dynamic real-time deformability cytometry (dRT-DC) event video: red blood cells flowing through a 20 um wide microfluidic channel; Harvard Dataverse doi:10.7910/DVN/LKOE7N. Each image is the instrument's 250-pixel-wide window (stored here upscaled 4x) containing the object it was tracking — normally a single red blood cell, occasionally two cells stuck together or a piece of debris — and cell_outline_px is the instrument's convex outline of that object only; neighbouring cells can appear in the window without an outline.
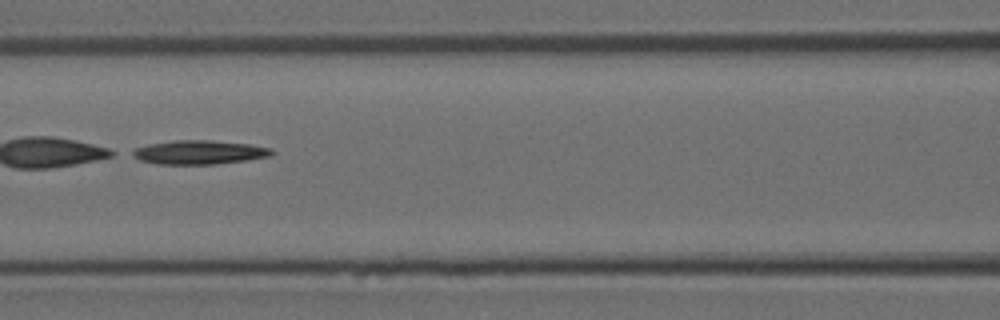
{"species": "Egyptian fruit bat (a non-hibernating species)", "species_latin": "Rousettus aegyptiacus", "temperature_condition": "room temperature", "stored_images_in_passage": 43, "camera_frame_rate_fps": 3000, "um_per_image_px": 0.085, "animal": {"sex": "female"}, "frame": {"image": 1, "passage_image": 19, "time_ms": 6.0, "image_size_px": [1000, 320], "cell_outline_px": [[276, 152], [268, 156], [248, 160], [216, 164], [156, 164], [140, 160], [132, 156], [128, 152], [136, 148], [148, 144], [176, 140], [212, 140], [248, 144], [272, 148]], "centroid_in_image_um": [16.91, 12.94], "position_along_channel_um": 149.7, "area_um2": 19.54}}